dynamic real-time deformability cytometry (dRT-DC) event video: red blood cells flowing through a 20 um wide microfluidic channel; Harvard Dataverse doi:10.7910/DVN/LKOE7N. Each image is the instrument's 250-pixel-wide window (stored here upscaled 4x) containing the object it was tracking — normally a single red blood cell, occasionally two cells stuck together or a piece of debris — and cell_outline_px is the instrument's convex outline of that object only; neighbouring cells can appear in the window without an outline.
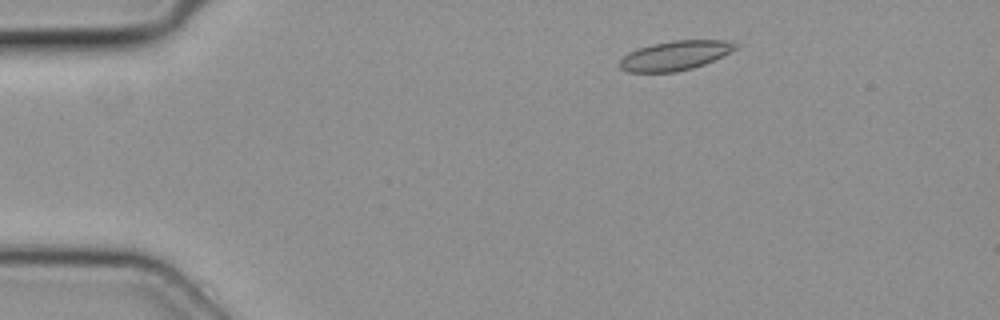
{"species": "common noctule bat (a hibernating species)", "species_latin": "Nyctalus noctula", "temperature_condition": "cold", "stored_images_in_passage": 4, "camera_frame_rate_fps": 3000, "um_per_image_px": 0.085, "animal": {"sex": "female", "body_mass_g": 19.3, "forearm_length_mm": 54.1}, "frame": {"image": 1, "passage_image": 1, "time_ms": 0.0, "image_size_px": [1000, 320], "cell_outline_px": [[740, 44], [736, 48], [704, 64], [692, 68], [676, 72], [628, 72], [620, 68], [620, 60], [628, 52], [652, 44], [672, 40], [728, 40]], "centroid_in_image_um": [57.37, 4.71], "position_along_channel_um": 27.6, "area_um2": 19.65}}
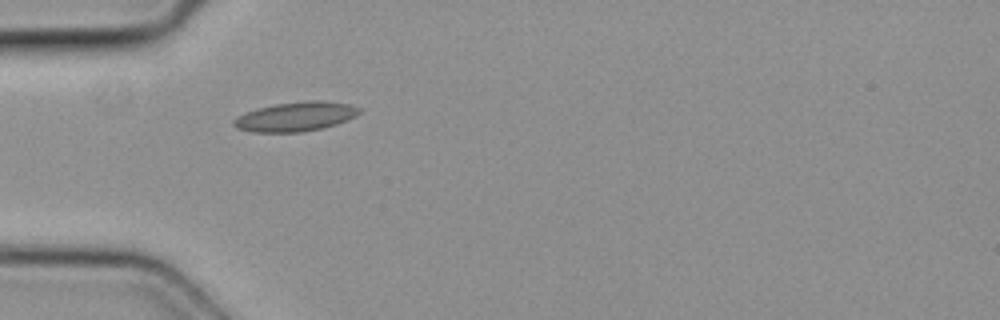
{"frame": {"image": 2, "passage_image": 3, "time_ms": 0.667, "image_size_px": [1000, 320], "cell_outline_px": [[360, 112], [356, 116], [336, 124], [324, 128], [304, 132], [252, 132], [236, 128], [232, 124], [232, 120], [236, 116], [256, 108], [276, 104], [348, 104], [360, 108]], "centroid_in_image_um": [25.0, 9.99], "position_along_channel_um": 60.0, "area_um2": 20.4}}
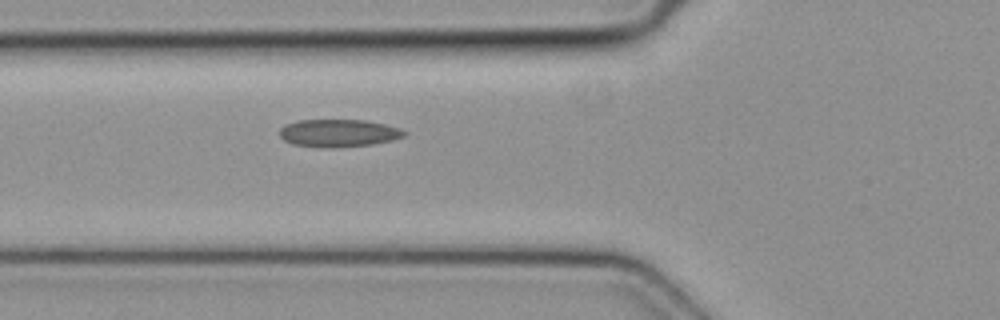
{"frame": {"image": 3, "passage_image": 4, "time_ms": 1.0, "image_size_px": [1000, 320], "cell_outline_px": [[408, 132], [404, 136], [392, 140], [372, 144], [332, 148], [324, 148], [292, 144], [284, 140], [280, 136], [280, 128], [284, 124], [300, 120], [368, 120], [400, 128]], "centroid_in_image_um": [28.77, 11.31], "position_along_channel_um": 97.0, "area_um2": 20.17}}